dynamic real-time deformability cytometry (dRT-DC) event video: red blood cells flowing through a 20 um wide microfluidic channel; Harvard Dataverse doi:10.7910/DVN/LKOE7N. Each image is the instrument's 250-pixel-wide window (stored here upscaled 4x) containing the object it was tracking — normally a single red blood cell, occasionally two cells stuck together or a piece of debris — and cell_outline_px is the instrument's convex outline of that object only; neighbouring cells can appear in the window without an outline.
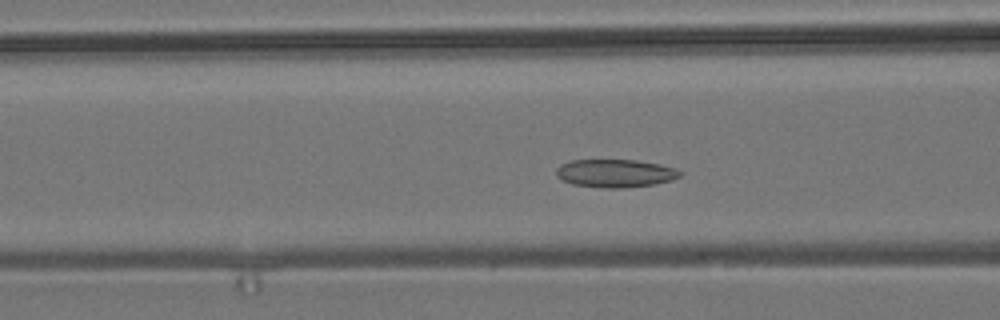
{"species": "common noctule bat (a hibernating species)", "species_latin": "Nyctalus noctula", "temperature_condition": "room temperature", "stored_images_in_passage": 43, "camera_frame_rate_fps": 3000, "um_per_image_px": 0.085, "animal": {"sex": "male", "body_mass_g": 19.2, "forearm_length_mm": 51.8}, "frame": {"image": 1, "passage_image": 9, "time_ms": 2.667, "image_size_px": [1000, 320], "cell_outline_px": [[684, 172], [680, 176], [672, 180], [652, 184], [624, 188], [604, 188], [572, 184], [556, 176], [556, 168], [560, 164], [572, 160], [636, 160], [660, 164], [676, 168]], "centroid_in_image_um": [52.31, 14.72], "position_along_channel_um": 114.3, "area_um2": 20.29}}
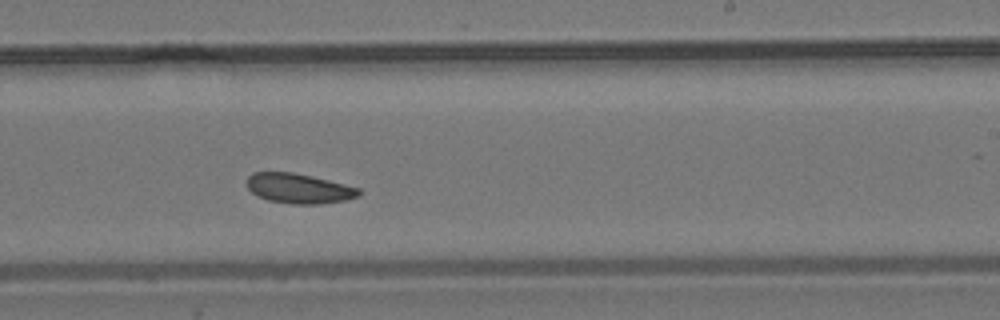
{"frame": {"image": 2, "passage_image": 21, "time_ms": 6.667, "image_size_px": [1000, 320], "cell_outline_px": [[360, 196], [344, 200], [320, 204], [292, 204], [268, 200], [256, 196], [248, 188], [248, 176], [252, 172], [292, 172], [312, 176], [360, 188]], "centroid_in_image_um": [25.4, 16.02], "position_along_channel_um": 263.6, "area_um2": 19.48}}
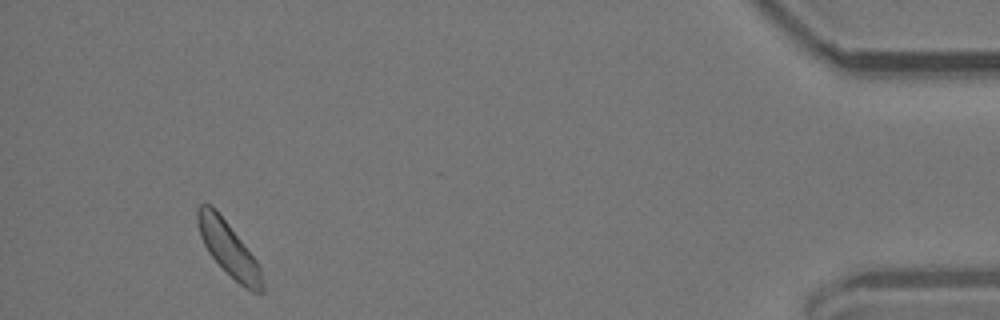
{"frame": {"image": 3, "passage_image": 39, "time_ms": 12.667, "image_size_px": [1000, 320], "cell_outline_px": [[264, 292], [252, 292], [244, 288], [208, 252], [200, 236], [196, 220], [196, 208], [200, 204], [212, 204], [216, 208], [256, 260], [260, 268], [264, 288]], "centroid_in_image_um": [19.4, 21.11], "position_along_channel_um": 415.8, "area_um2": 20.11}}